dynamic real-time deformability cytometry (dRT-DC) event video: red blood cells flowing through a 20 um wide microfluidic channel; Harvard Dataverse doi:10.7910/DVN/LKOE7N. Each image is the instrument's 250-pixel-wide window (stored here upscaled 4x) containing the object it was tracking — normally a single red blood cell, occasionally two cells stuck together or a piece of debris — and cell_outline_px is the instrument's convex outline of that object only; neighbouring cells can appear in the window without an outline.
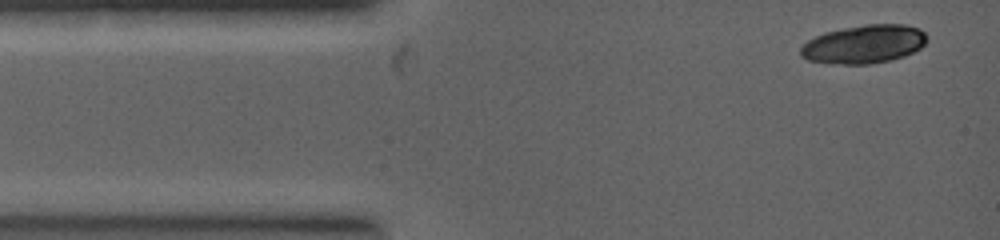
{"species": "common noctule bat (a hibernating species)", "species_latin": "Nyctalus noctula", "temperature_condition": "warm", "stored_images_in_passage": 5, "camera_frame_rate_fps": 5000, "um_per_image_px": 0.085, "animal": {"sex": "female", "body_mass_g": 19.0, "forearm_length_mm": 53.3}, "frame": {"image": 1, "passage_image": 1, "time_ms": 0.0, "image_size_px": [1000, 240], "cell_outline_px": [[928, 40], [920, 48], [904, 56], [888, 60], [868, 64], [844, 64], [808, 60], [800, 56], [800, 48], [808, 40], [824, 32], [844, 28], [868, 24], [904, 24], [920, 28], [928, 36]], "centroid_in_image_um": [73.46, 3.74], "position_along_channel_um": 11.5, "area_um2": 28.15}}